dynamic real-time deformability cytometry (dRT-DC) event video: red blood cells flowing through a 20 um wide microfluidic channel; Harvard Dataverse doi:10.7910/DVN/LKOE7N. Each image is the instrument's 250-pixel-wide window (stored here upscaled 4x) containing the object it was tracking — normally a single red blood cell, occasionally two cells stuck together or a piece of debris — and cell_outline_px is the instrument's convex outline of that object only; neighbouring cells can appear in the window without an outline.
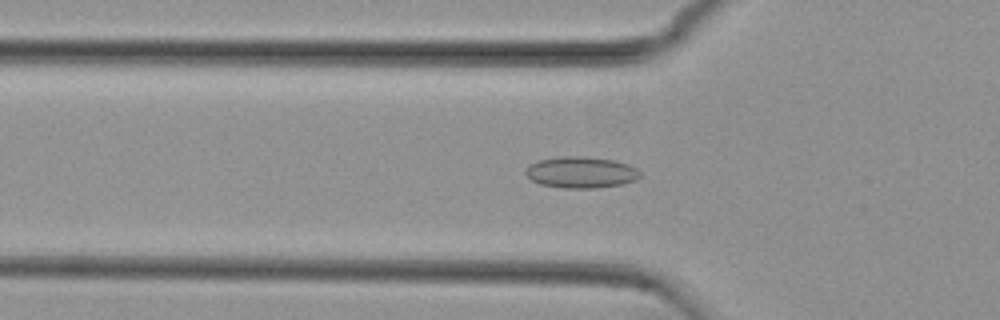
{"species": "common noctule bat (a hibernating species)", "species_latin": "Nyctalus noctula", "temperature_condition": "cold", "stored_images_in_passage": 54, "camera_frame_rate_fps": 3000, "um_per_image_px": 0.085, "animal": {"sex": "female", "body_mass_g": 29.2, "forearm_length_mm": 56.3}, "frame": {"image": 1, "passage_image": 17, "time_ms": 5.333, "image_size_px": [1000, 320], "cell_outline_px": [[640, 176], [636, 180], [620, 184], [596, 188], [564, 188], [540, 184], [532, 180], [524, 172], [524, 168], [528, 164], [540, 160], [560, 156], [580, 156], [616, 160], [628, 164], [636, 168], [640, 172]], "centroid_in_image_um": [49.36, 14.64], "position_along_channel_um": 76.4, "area_um2": 20.98}}
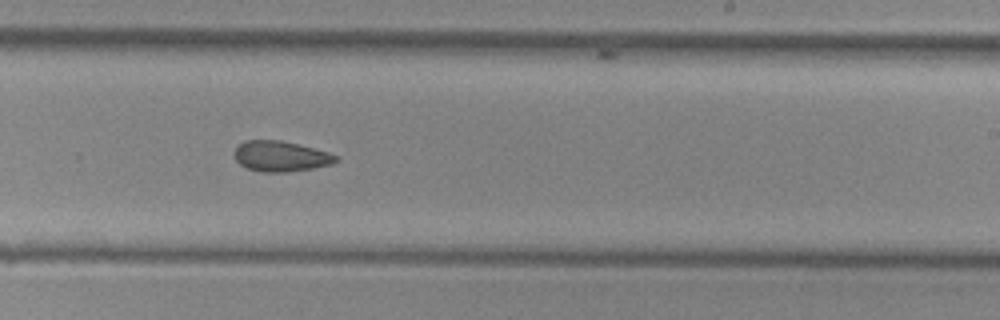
{"frame": {"image": 2, "passage_image": 32, "time_ms": 10.333, "image_size_px": [1000, 320], "cell_outline_px": [[340, 160], [332, 164], [312, 168], [288, 172], [260, 172], [248, 168], [240, 164], [236, 160], [232, 152], [244, 140], [280, 140], [328, 152], [340, 156]], "centroid_in_image_um": [23.86, 13.29], "position_along_channel_um": 265.1, "area_um2": 18.09}}
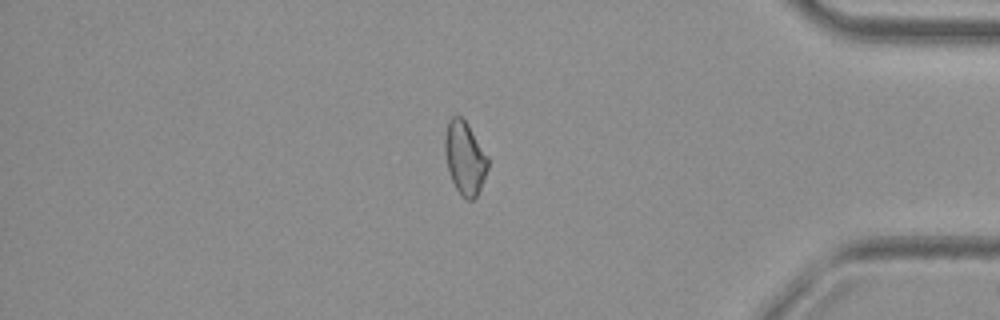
{"frame": {"image": 3, "passage_image": 45, "time_ms": 14.667, "image_size_px": [1000, 320], "cell_outline_px": [[488, 168], [480, 188], [476, 196], [472, 200], [468, 200], [456, 188], [452, 180], [448, 168], [444, 152], [444, 136], [448, 120], [452, 116], [460, 116], [468, 124], [488, 156]], "centroid_in_image_um": [39.5, 13.38], "position_along_channel_um": 395.7, "area_um2": 18.15}}